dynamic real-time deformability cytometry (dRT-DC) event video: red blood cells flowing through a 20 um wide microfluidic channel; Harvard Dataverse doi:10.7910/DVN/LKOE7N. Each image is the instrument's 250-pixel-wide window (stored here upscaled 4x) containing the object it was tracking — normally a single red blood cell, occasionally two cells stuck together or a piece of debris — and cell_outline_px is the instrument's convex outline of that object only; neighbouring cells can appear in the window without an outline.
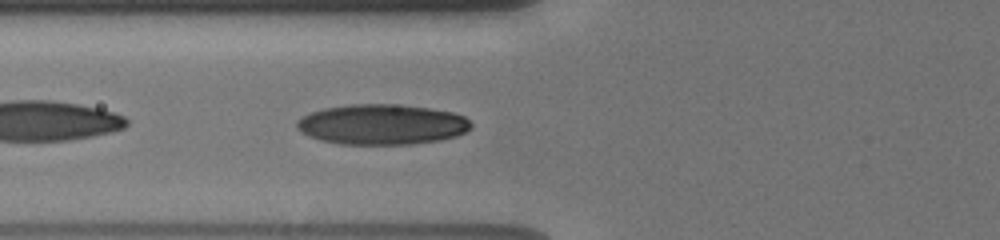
{"species": "human", "species_latin": "Homo sapiens", "temperature_condition": "cold", "stored_images_in_passage": 4, "camera_frame_rate_fps": 3000, "um_per_image_px": 0.085, "donor": {"sex": "male"}, "frame": {"image": 1, "passage_image": 4, "time_ms": 2.333, "image_size_px": [1000, 240], "cell_outline_px": [[472, 128], [456, 136], [440, 140], [412, 144], [340, 144], [320, 140], [308, 136], [300, 132], [296, 128], [296, 120], [312, 112], [324, 108], [352, 104], [388, 104], [428, 108], [452, 112], [464, 116], [472, 124]], "centroid_in_image_um": [32.44, 10.58], "position_along_channel_um": 93.4, "area_um2": 40.86}}